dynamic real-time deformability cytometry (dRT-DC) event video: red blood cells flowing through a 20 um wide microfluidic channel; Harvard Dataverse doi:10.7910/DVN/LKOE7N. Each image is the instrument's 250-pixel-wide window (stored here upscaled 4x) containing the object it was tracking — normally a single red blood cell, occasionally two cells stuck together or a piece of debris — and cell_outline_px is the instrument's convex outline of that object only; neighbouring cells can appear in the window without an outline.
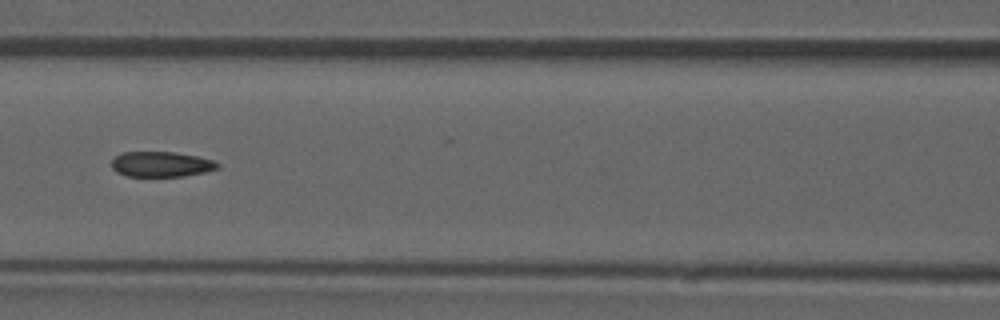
{"species": "common noctule bat (a hibernating species)", "species_latin": "Nyctalus noctula", "temperature_condition": "room temperature", "stored_images_in_passage": 51, "camera_frame_rate_fps": 3000, "um_per_image_px": 0.085, "animal": {"sex": "male", "forearm_length_mm": 52.5}, "frame": {"image": 1, "passage_image": 22, "time_ms": 7.0, "image_size_px": [1000, 320], "cell_outline_px": [[220, 168], [204, 172], [184, 176], [128, 176], [116, 172], [112, 168], [112, 160], [116, 156], [124, 152], [176, 152], [216, 160], [220, 164]], "centroid_in_image_um": [13.74, 13.96], "position_along_channel_um": 152.9, "area_um2": 15.66}, "authors_computed_cell_mechanics": {"area_um2": 16.7042, "velocity_mm_per_s": 3.9121, "shape_relaxation_time_tau1_ms": null, "shape_relaxation_time_tau2_ms": 2.5686, "deformation_change_tau1": null, "deformation_change_tau2": 0.0763}}